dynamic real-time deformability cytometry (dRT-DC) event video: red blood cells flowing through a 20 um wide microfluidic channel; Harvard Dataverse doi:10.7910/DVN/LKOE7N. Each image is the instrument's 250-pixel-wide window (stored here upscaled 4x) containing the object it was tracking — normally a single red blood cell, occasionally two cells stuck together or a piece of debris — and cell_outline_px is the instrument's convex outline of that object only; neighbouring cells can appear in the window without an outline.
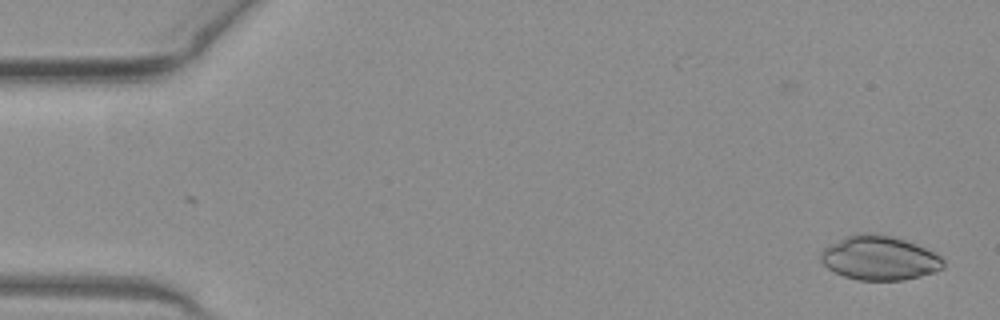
{"species": "common noctule bat (a hibernating species)", "species_latin": "Nyctalus noctula", "temperature_condition": "warm", "stored_images_in_passage": 11, "camera_frame_rate_fps": 3000, "um_per_image_px": 0.085, "animal": {"sex": "female", "body_mass_g": 19.3, "forearm_length_mm": 54.1}, "frame": {"image": 1, "passage_image": 1, "time_ms": 0.0, "image_size_px": [1000, 320], "cell_outline_px": [[944, 268], [936, 272], [904, 280], [856, 280], [844, 276], [828, 268], [820, 260], [820, 252], [824, 248], [848, 236], [860, 232], [872, 232], [892, 236], [904, 240], [924, 248], [940, 256], [944, 260]], "centroid_in_image_um": [74.76, 21.93], "position_along_channel_um": 10.2, "area_um2": 31.44}}